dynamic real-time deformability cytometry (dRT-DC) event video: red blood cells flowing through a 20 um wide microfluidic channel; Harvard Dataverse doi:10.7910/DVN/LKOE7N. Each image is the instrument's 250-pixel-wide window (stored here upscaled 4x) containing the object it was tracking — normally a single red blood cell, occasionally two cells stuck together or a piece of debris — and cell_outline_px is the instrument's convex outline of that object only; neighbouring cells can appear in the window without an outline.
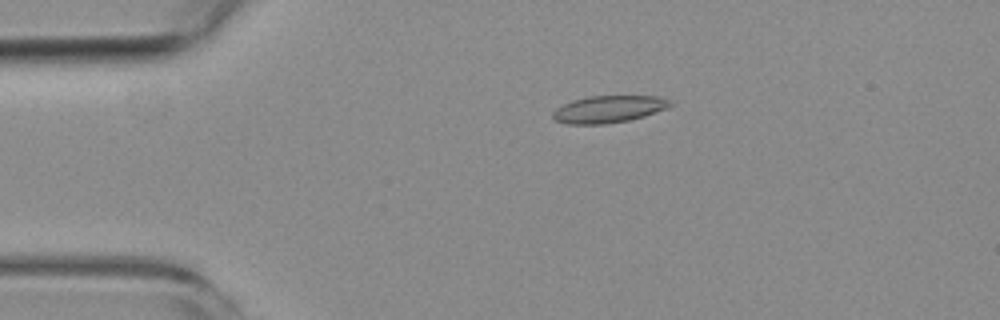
{"species": "common noctule bat (a hibernating species)", "species_latin": "Nyctalus noctula", "temperature_condition": "room temperature", "stored_images_in_passage": 6, "camera_frame_rate_fps": 3000, "um_per_image_px": 0.085, "animal": {"sex": "female", "body_mass_g": 19.3, "forearm_length_mm": 54.1}, "frame": {"image": 1, "passage_image": 3, "time_ms": 2.333, "image_size_px": [1000, 320], "cell_outline_px": [[672, 104], [664, 108], [644, 116], [628, 120], [604, 124], [568, 124], [556, 120], [552, 116], [552, 112], [556, 108], [572, 100], [588, 96], [656, 96], [668, 100]], "centroid_in_image_um": [51.66, 9.28], "position_along_channel_um": 33.3, "area_um2": 18.21}}
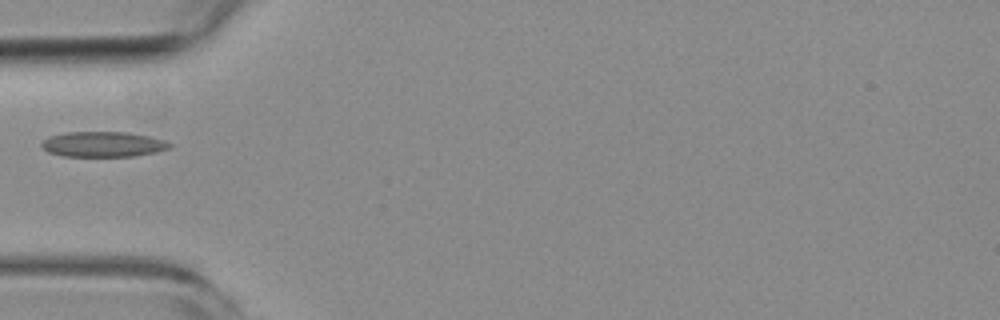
{"frame": {"image": 2, "passage_image": 5, "time_ms": 4.667, "image_size_px": [1000, 320], "cell_outline_px": [[172, 148], [156, 152], [132, 156], [64, 156], [48, 152], [40, 144], [48, 136], [64, 132], [124, 132], [148, 136], [164, 140], [172, 144]], "centroid_in_image_um": [8.76, 12.26], "position_along_channel_um": 76.2, "area_um2": 18.84}}
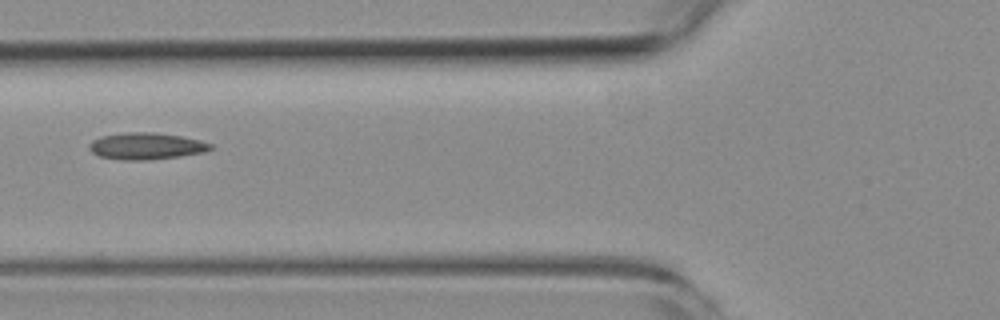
{"frame": {"image": 3, "passage_image": 6, "time_ms": 5.667, "image_size_px": [1000, 320], "cell_outline_px": [[212, 148], [204, 152], [180, 156], [148, 160], [124, 160], [100, 156], [92, 152], [88, 148], [88, 144], [92, 140], [100, 136], [124, 132], [152, 132], [180, 136], [200, 140], [212, 144]], "centroid_in_image_um": [12.39, 12.41], "position_along_channel_um": 113.4, "area_um2": 18.9}}